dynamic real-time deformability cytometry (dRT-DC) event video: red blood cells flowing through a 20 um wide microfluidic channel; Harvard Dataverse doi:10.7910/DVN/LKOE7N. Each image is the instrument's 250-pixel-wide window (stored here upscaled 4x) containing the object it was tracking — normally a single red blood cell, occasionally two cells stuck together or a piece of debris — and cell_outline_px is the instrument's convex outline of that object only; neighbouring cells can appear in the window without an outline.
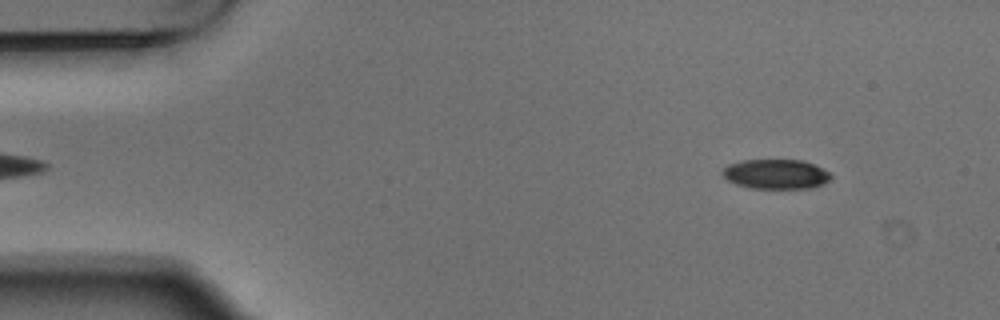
{"species": "Egyptian fruit bat (a non-hibernating species)", "species_latin": "Rousettus aegyptiacus", "temperature_condition": "warm", "stored_images_in_passage": 4, "camera_frame_rate_fps": 3000, "um_per_image_px": 0.085, "animal": {"sex": "male"}, "frame": {"image": 1, "passage_image": 1, "time_ms": 0.0, "image_size_px": [1000, 320], "cell_outline_px": [[832, 176], [824, 184], [812, 188], [752, 188], [736, 184], [728, 180], [720, 172], [728, 164], [744, 160], [804, 160], [828, 172]], "centroid_in_image_um": [65.93, 14.8], "position_along_channel_um": 19.1, "area_um2": 18.61}}